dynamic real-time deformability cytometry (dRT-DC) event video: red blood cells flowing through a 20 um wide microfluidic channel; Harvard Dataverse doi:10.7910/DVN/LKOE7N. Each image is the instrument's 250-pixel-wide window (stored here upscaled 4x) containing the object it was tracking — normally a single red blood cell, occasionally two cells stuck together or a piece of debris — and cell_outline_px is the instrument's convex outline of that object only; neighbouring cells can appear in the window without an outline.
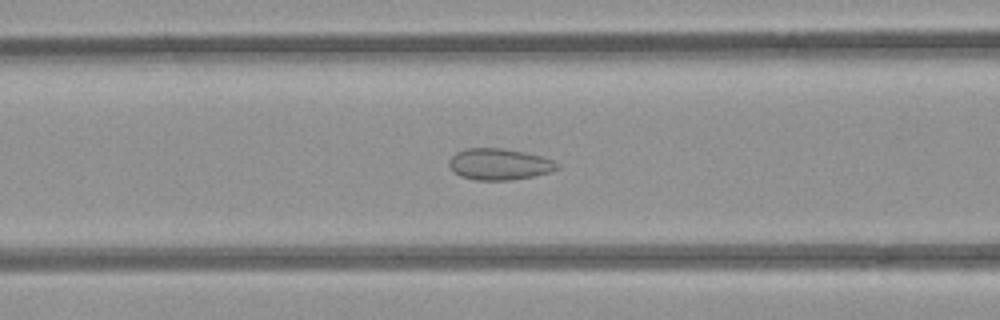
{"species": "common noctule bat (a hibernating species)", "species_latin": "Nyctalus noctula", "temperature_condition": "room temperature", "stored_images_in_passage": 36, "camera_frame_rate_fps": 3000, "um_per_image_px": 0.085, "animal": {"sex": "female", "body_mass_g": 21.9}, "frame": {"image": 1, "passage_image": 14, "time_ms": 4.333, "image_size_px": [1000, 320], "cell_outline_px": [[560, 168], [548, 172], [532, 176], [512, 180], [476, 180], [460, 176], [448, 164], [448, 160], [456, 152], [468, 148], [500, 148], [524, 152], [540, 156], [552, 160]], "centroid_in_image_um": [42.41, 13.96], "position_along_channel_um": 124.2, "area_um2": 19.48}}
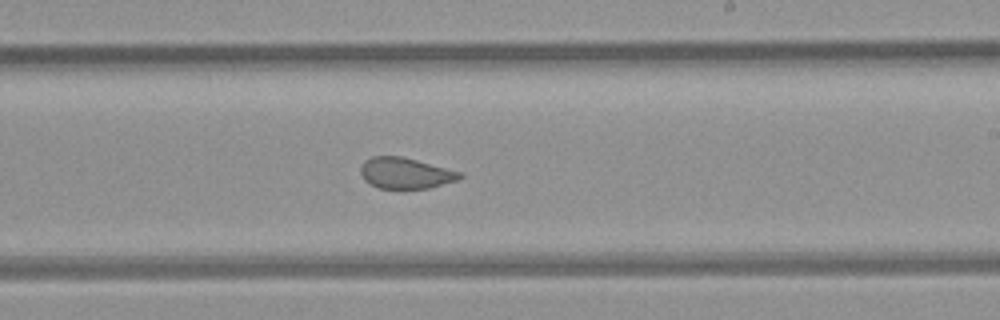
{"frame": {"image": 2, "passage_image": 24, "time_ms": 7.667, "image_size_px": [1000, 320], "cell_outline_px": [[464, 176], [456, 180], [428, 188], [380, 188], [364, 180], [360, 172], [360, 168], [364, 160], [372, 156], [400, 156], [416, 160], [460, 172]], "centroid_in_image_um": [34.42, 14.71], "position_along_channel_um": 254.6, "area_um2": 17.57}}
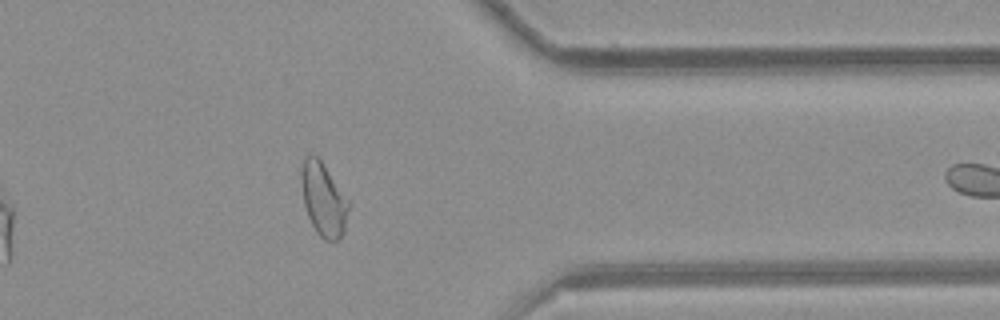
{"frame": {"image": 3, "passage_image": 35, "time_ms": 11.333, "image_size_px": [1000, 320], "cell_outline_px": [[348, 208], [344, 232], [336, 240], [324, 240], [316, 232], [308, 216], [304, 204], [300, 180], [300, 176], [304, 156], [312, 152], [320, 160], [348, 200]], "centroid_in_image_um": [27.45, 16.93], "position_along_channel_um": 383.9, "area_um2": 19.88}}